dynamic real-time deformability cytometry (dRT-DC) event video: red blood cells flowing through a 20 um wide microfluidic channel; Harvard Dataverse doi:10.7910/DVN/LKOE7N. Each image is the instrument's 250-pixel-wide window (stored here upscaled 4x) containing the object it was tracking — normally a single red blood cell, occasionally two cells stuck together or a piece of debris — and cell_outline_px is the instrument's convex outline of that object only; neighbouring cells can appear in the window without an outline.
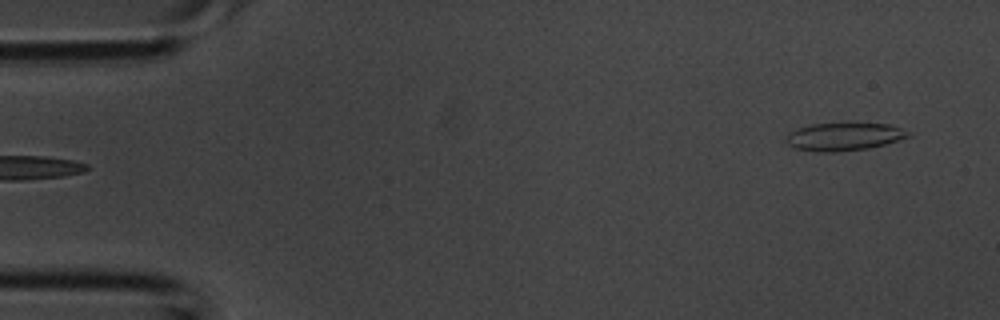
{"species": "common noctule bat (a hibernating species)", "species_latin": "Nyctalus noctula", "temperature_condition": "room temperature", "stored_images_in_passage": 4, "segment_of_instrument_passage": [2, 2], "camera_frame_rate_fps": 3000, "um_per_image_px": 0.085, "animal": {"sex": "male", "body_mass_g": 20.1, "forearm_length_mm": 53.5}, "frame": {"image": 1, "passage_image": 4, "time_ms": 1.0, "image_size_px": [1000, 320], "cell_outline_px": [[916, 132], [912, 136], [884, 144], [868, 148], [836, 152], [816, 152], [796, 148], [788, 144], [784, 140], [784, 136], [788, 132], [796, 128], [812, 124], [888, 124]], "centroid_in_image_um": [71.74, 11.62], "position_along_channel_um": 13.3, "area_um2": 20.0}}